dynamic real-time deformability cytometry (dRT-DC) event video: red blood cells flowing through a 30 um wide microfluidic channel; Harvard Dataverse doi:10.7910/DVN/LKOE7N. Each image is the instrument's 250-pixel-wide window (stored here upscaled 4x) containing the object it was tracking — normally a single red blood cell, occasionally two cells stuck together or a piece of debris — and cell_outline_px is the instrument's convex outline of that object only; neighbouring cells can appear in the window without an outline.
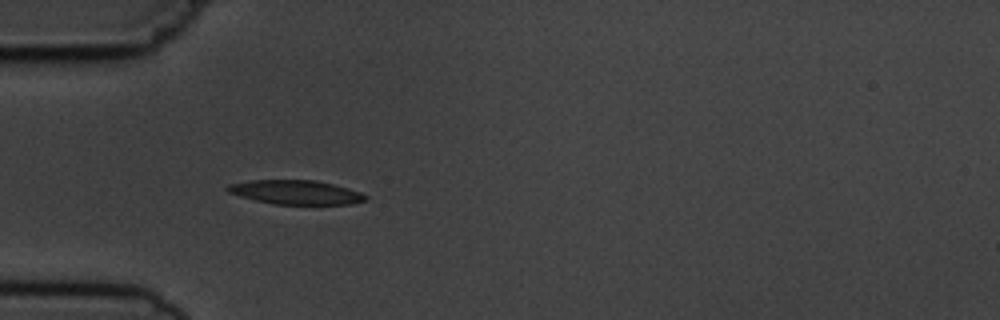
{"species": "common noctule bat (a hibernating species)", "species_latin": "Nyctalus noctula", "temperature_condition": "cold", "stored_images_in_passage": 14, "camera_frame_rate_fps": 3000, "um_per_image_px": 0.085, "animal": {"sex": "male", "body_mass_g": 19.5, "forearm_length_mm": 54.6}, "frame": {"image": 1, "passage_image": 4, "time_ms": 4.333, "image_size_px": [1000, 320], "cell_outline_px": [[368, 200], [352, 204], [272, 204], [240, 196], [228, 192], [224, 188], [228, 184], [252, 180], [316, 180], [348, 188], [360, 192], [368, 196]], "centroid_in_image_um": [25.15, 16.34], "position_along_channel_um": 59.8, "area_um2": 19.42}}
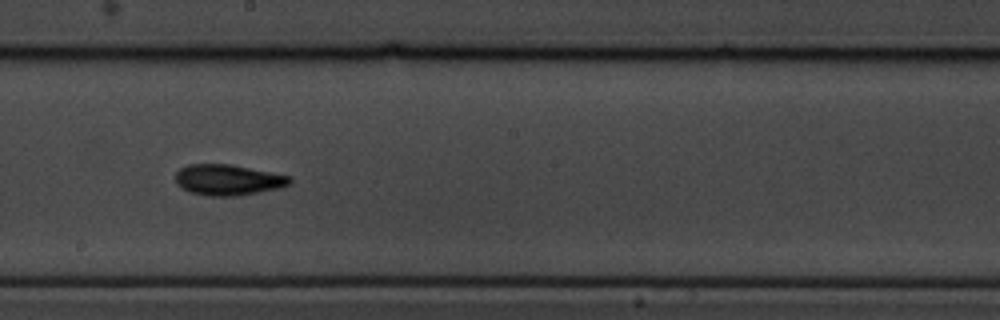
{"frame": {"image": 2, "passage_image": 8, "time_ms": 9.0, "image_size_px": [1000, 320], "cell_outline_px": [[292, 180], [288, 184], [280, 188], [236, 196], [208, 196], [188, 192], [180, 188], [176, 184], [176, 172], [180, 168], [188, 164], [232, 164], [292, 176]], "centroid_in_image_um": [19.36, 15.29], "position_along_channel_um": 228.8, "area_um2": 20.75}}
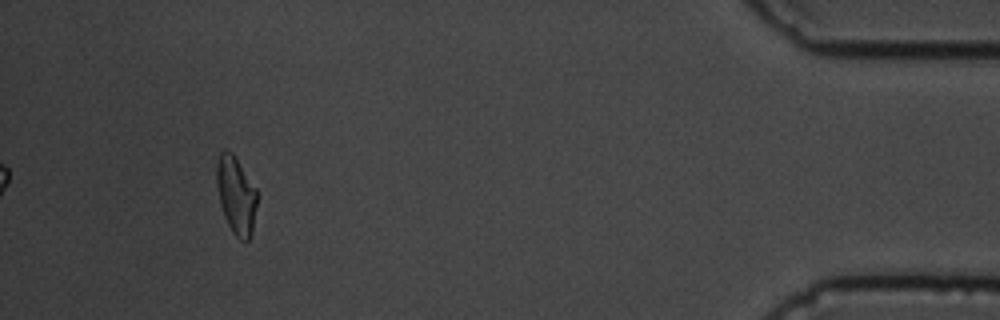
{"frame": {"image": 3, "passage_image": 13, "time_ms": 15.667, "image_size_px": [1000, 320], "cell_outline_px": [[256, 204], [252, 232], [248, 240], [244, 244], [232, 232], [224, 216], [220, 204], [216, 180], [216, 164], [220, 152], [232, 152], [256, 188]], "centroid_in_image_um": [20.06, 16.63], "position_along_channel_um": 415.1, "area_um2": 18.09}, "authors_computed_cell_mechanics": {"area_um2": 19.1607, "velocity_mm_per_s": 3.7024, "shape_relaxation_time_tau1_ms": 2.0237, "shape_relaxation_time_tau2_ms": null, "deformation_change_tau1": 0.0936, "deformation_change_tau2": null}}